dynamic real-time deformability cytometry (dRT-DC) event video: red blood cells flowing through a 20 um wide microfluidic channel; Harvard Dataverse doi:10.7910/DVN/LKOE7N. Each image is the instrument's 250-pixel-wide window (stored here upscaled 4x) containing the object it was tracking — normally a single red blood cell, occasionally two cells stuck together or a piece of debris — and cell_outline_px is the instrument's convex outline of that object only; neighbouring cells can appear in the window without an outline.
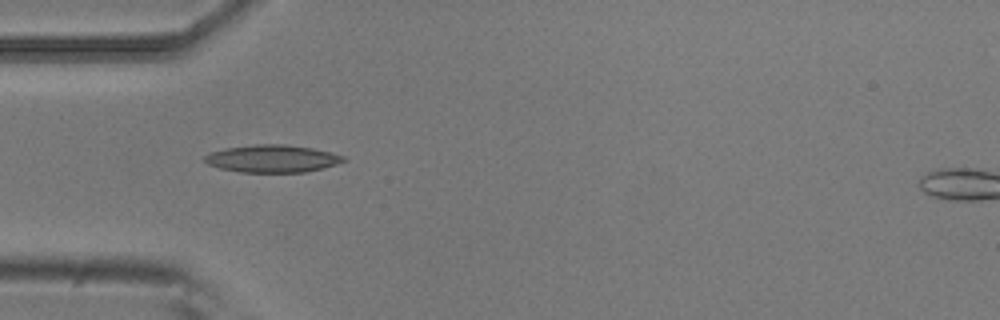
{"species": "common noctule bat (a hibernating species)", "species_latin": "Nyctalus noctula", "temperature_condition": "room temperature", "stored_images_in_passage": 5, "camera_frame_rate_fps": 3000, "um_per_image_px": 0.085, "animal": {"sex": "male", "body_mass_g": 20.5, "forearm_length_mm": 52.5}, "frame": {"image": 1, "passage_image": 5, "time_ms": 1.333, "image_size_px": [1000, 320], "cell_outline_px": [[348, 160], [336, 164], [304, 172], [240, 172], [220, 168], [208, 164], [204, 160], [204, 156], [212, 152], [224, 148], [256, 144], [284, 144], [312, 148], [344, 156]], "centroid_in_image_um": [23.12, 13.48], "position_along_channel_um": 61.9, "area_um2": 22.02}}